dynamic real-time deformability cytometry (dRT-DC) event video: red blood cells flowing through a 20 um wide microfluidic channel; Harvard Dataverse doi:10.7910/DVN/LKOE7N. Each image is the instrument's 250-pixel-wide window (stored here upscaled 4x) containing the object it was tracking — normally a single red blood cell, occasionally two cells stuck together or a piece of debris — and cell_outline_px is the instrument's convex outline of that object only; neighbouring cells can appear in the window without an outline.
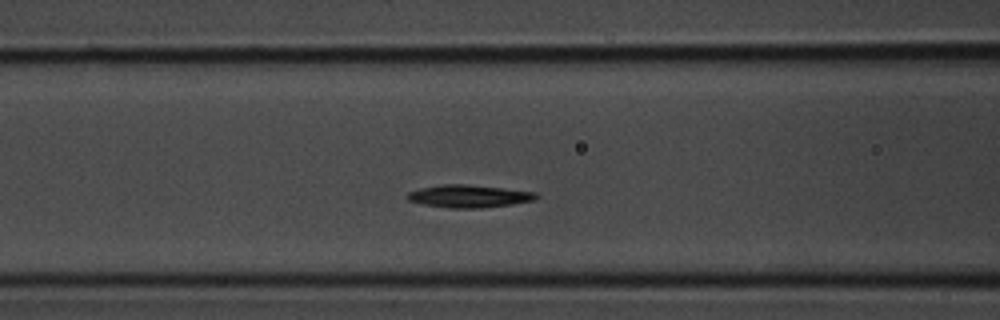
{"species": "common noctule bat (a hibernating species)", "species_latin": "Nyctalus noctula", "temperature_condition": "room temperature", "stored_images_in_passage": 7, "camera_frame_rate_fps": 3000, "um_per_image_px": 0.085, "animal": {"sex": "male", "body_mass_g": 20.1, "forearm_length_mm": 53.5}, "frame": {"image": 1, "passage_image": 6, "time_ms": 1.667, "image_size_px": [1000, 320], "cell_outline_px": [[540, 196], [536, 200], [512, 204], [480, 208], [452, 208], [424, 204], [408, 200], [404, 196], [408, 192], [420, 188], [444, 184], [464, 184], [536, 192]], "centroid_in_image_um": [39.86, 16.68], "position_along_channel_um": 126.7, "area_um2": 16.88}}